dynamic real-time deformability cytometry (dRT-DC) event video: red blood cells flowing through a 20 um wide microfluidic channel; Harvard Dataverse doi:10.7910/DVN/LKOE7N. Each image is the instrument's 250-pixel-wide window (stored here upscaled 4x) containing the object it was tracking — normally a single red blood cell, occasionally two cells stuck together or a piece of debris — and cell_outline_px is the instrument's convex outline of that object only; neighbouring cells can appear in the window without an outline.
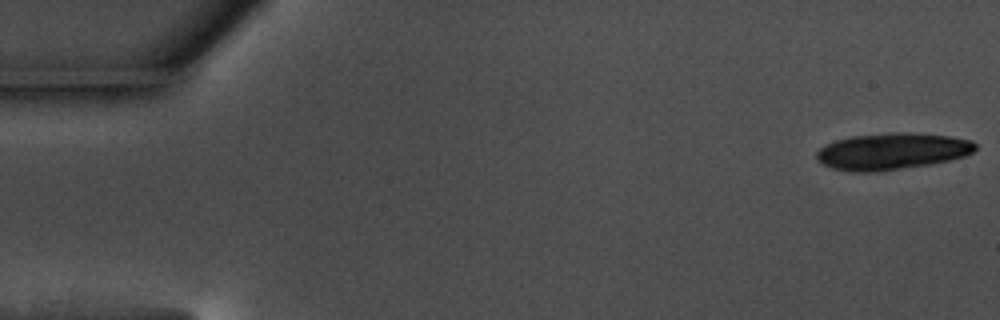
{"species": "common noctule bat (a hibernating species)", "species_latin": "Nyctalus noctula", "temperature_condition": "warm", "stored_images_in_passage": 20, "camera_frame_rate_fps": 3000, "um_per_image_px": 0.085, "animal": {"sex": "male", "body_mass_g": 17.5, "forearm_length_mm": 52.3}, "frame": {"image": 1, "passage_image": 1, "time_ms": 0.0, "image_size_px": [1000, 320], "cell_outline_px": [[976, 148], [972, 152], [964, 156], [932, 164], [876, 172], [852, 172], [832, 168], [816, 160], [816, 152], [820, 148], [836, 140], [852, 136], [888, 132], [904, 132], [948, 136], [972, 140], [976, 144]], "centroid_in_image_um": [75.8, 12.86], "position_along_channel_um": 9.2, "area_um2": 33.87}}